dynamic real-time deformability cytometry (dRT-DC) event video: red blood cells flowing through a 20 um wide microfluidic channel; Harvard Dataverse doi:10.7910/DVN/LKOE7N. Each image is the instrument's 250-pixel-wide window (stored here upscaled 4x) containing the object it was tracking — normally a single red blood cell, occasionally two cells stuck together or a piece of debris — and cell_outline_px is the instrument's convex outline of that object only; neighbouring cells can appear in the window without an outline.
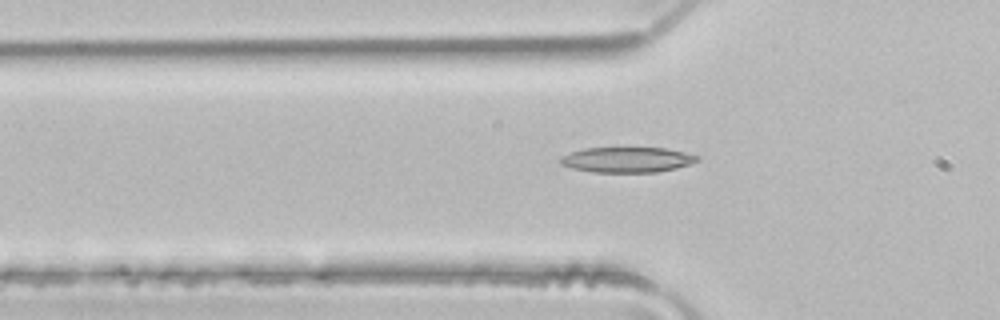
{"species": "common noctule bat (a hibernating species)", "species_latin": "Nyctalus noctula", "temperature_condition": "room temperature", "stored_images_in_passage": 6, "camera_frame_rate_fps": 3000, "um_per_image_px": 0.085, "animal": {"sex": "male", "body_mass_g": 21.5, "forearm_length_mm": 52.0}, "frame": {"image": 1, "passage_image": 6, "time_ms": 1.667, "image_size_px": [1000, 320], "cell_outline_px": [[700, 160], [676, 168], [656, 172], [592, 172], [572, 168], [560, 164], [556, 160], [560, 156], [584, 148], [668, 148], [700, 156]], "centroid_in_image_um": [53.27, 13.57], "position_along_channel_um": 72.5, "area_um2": 20.29}}